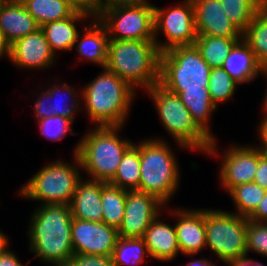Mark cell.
Here are the masks:
<instances>
[{"label":"cell","instance_id":"1","mask_svg":"<svg viewBox=\"0 0 267 266\" xmlns=\"http://www.w3.org/2000/svg\"><path fill=\"white\" fill-rule=\"evenodd\" d=\"M29 247L43 263L64 266L74 255L71 238L70 205L42 204L31 215Z\"/></svg>","mask_w":267,"mask_h":266},{"label":"cell","instance_id":"2","mask_svg":"<svg viewBox=\"0 0 267 266\" xmlns=\"http://www.w3.org/2000/svg\"><path fill=\"white\" fill-rule=\"evenodd\" d=\"M78 93L96 127L124 126L136 96L125 80L106 67Z\"/></svg>","mask_w":267,"mask_h":266},{"label":"cell","instance_id":"3","mask_svg":"<svg viewBox=\"0 0 267 266\" xmlns=\"http://www.w3.org/2000/svg\"><path fill=\"white\" fill-rule=\"evenodd\" d=\"M106 68L147 91L159 83L160 52L155 41L109 40Z\"/></svg>","mask_w":267,"mask_h":266},{"label":"cell","instance_id":"4","mask_svg":"<svg viewBox=\"0 0 267 266\" xmlns=\"http://www.w3.org/2000/svg\"><path fill=\"white\" fill-rule=\"evenodd\" d=\"M122 127H95L76 143L73 153L90 179L108 183L115 176L124 153L134 143L118 135Z\"/></svg>","mask_w":267,"mask_h":266},{"label":"cell","instance_id":"5","mask_svg":"<svg viewBox=\"0 0 267 266\" xmlns=\"http://www.w3.org/2000/svg\"><path fill=\"white\" fill-rule=\"evenodd\" d=\"M147 94L154 102L159 118L165 130L176 140L182 149L203 151L216 156V140H211L194 122L192 115L177 94L169 92L159 83L150 87Z\"/></svg>","mask_w":267,"mask_h":266},{"label":"cell","instance_id":"6","mask_svg":"<svg viewBox=\"0 0 267 266\" xmlns=\"http://www.w3.org/2000/svg\"><path fill=\"white\" fill-rule=\"evenodd\" d=\"M169 144L161 138L140 141L139 191L167 205L180 186V169Z\"/></svg>","mask_w":267,"mask_h":266},{"label":"cell","instance_id":"7","mask_svg":"<svg viewBox=\"0 0 267 266\" xmlns=\"http://www.w3.org/2000/svg\"><path fill=\"white\" fill-rule=\"evenodd\" d=\"M74 163L56 160L45 165L19 190L25 199L40 201L42 204L70 205L77 183L82 178V169L77 153L73 154ZM76 164V165H75Z\"/></svg>","mask_w":267,"mask_h":266},{"label":"cell","instance_id":"8","mask_svg":"<svg viewBox=\"0 0 267 266\" xmlns=\"http://www.w3.org/2000/svg\"><path fill=\"white\" fill-rule=\"evenodd\" d=\"M210 72L195 44L160 53L159 84L174 94L184 89L208 87Z\"/></svg>","mask_w":267,"mask_h":266},{"label":"cell","instance_id":"9","mask_svg":"<svg viewBox=\"0 0 267 266\" xmlns=\"http://www.w3.org/2000/svg\"><path fill=\"white\" fill-rule=\"evenodd\" d=\"M149 0L105 6L97 18L109 40L154 41V5Z\"/></svg>","mask_w":267,"mask_h":266},{"label":"cell","instance_id":"10","mask_svg":"<svg viewBox=\"0 0 267 266\" xmlns=\"http://www.w3.org/2000/svg\"><path fill=\"white\" fill-rule=\"evenodd\" d=\"M249 219L220 209H205L206 247L224 264L247 256L246 237Z\"/></svg>","mask_w":267,"mask_h":266},{"label":"cell","instance_id":"11","mask_svg":"<svg viewBox=\"0 0 267 266\" xmlns=\"http://www.w3.org/2000/svg\"><path fill=\"white\" fill-rule=\"evenodd\" d=\"M160 33L167 41L158 40ZM197 36L192 0L165 9L154 5V41L160 53L177 46L193 45Z\"/></svg>","mask_w":267,"mask_h":266},{"label":"cell","instance_id":"12","mask_svg":"<svg viewBox=\"0 0 267 266\" xmlns=\"http://www.w3.org/2000/svg\"><path fill=\"white\" fill-rule=\"evenodd\" d=\"M165 204L157 197L139 191L126 190V205L122 223L118 228L121 238L143 237L150 224ZM162 207V208H161Z\"/></svg>","mask_w":267,"mask_h":266},{"label":"cell","instance_id":"13","mask_svg":"<svg viewBox=\"0 0 267 266\" xmlns=\"http://www.w3.org/2000/svg\"><path fill=\"white\" fill-rule=\"evenodd\" d=\"M118 237V230L104 222L72 219L71 238L74 254L111 257Z\"/></svg>","mask_w":267,"mask_h":266},{"label":"cell","instance_id":"14","mask_svg":"<svg viewBox=\"0 0 267 266\" xmlns=\"http://www.w3.org/2000/svg\"><path fill=\"white\" fill-rule=\"evenodd\" d=\"M220 169V182L227 192L233 187L254 181L259 161V147L230 146L224 149Z\"/></svg>","mask_w":267,"mask_h":266},{"label":"cell","instance_id":"15","mask_svg":"<svg viewBox=\"0 0 267 266\" xmlns=\"http://www.w3.org/2000/svg\"><path fill=\"white\" fill-rule=\"evenodd\" d=\"M9 61L20 69H46L56 61L45 34L41 28L10 44Z\"/></svg>","mask_w":267,"mask_h":266},{"label":"cell","instance_id":"16","mask_svg":"<svg viewBox=\"0 0 267 266\" xmlns=\"http://www.w3.org/2000/svg\"><path fill=\"white\" fill-rule=\"evenodd\" d=\"M198 35L242 38V32L225 14L220 0H192Z\"/></svg>","mask_w":267,"mask_h":266},{"label":"cell","instance_id":"17","mask_svg":"<svg viewBox=\"0 0 267 266\" xmlns=\"http://www.w3.org/2000/svg\"><path fill=\"white\" fill-rule=\"evenodd\" d=\"M171 211L178 217L175 228L181 253L195 256L206 247L205 209L176 208Z\"/></svg>","mask_w":267,"mask_h":266},{"label":"cell","instance_id":"18","mask_svg":"<svg viewBox=\"0 0 267 266\" xmlns=\"http://www.w3.org/2000/svg\"><path fill=\"white\" fill-rule=\"evenodd\" d=\"M62 94L65 98H61ZM77 94L76 89L66 83L62 85V83L59 82L51 87L49 86V88L47 87V89L45 88L34 102L33 111L36 117L35 119L42 120L47 117L58 115L74 122V114L81 111L79 108L80 100L78 99L80 96ZM55 100H59L60 103L58 101L57 103ZM63 102L67 104L65 105Z\"/></svg>","mask_w":267,"mask_h":266},{"label":"cell","instance_id":"19","mask_svg":"<svg viewBox=\"0 0 267 266\" xmlns=\"http://www.w3.org/2000/svg\"><path fill=\"white\" fill-rule=\"evenodd\" d=\"M87 180V181H86ZM78 181L70 209L72 217L90 222H102V182L101 180L86 179Z\"/></svg>","mask_w":267,"mask_h":266},{"label":"cell","instance_id":"20","mask_svg":"<svg viewBox=\"0 0 267 266\" xmlns=\"http://www.w3.org/2000/svg\"><path fill=\"white\" fill-rule=\"evenodd\" d=\"M158 215L146 230L143 238L149 256L155 260L169 262L178 256L180 249L177 242L175 225L171 226L159 220Z\"/></svg>","mask_w":267,"mask_h":266},{"label":"cell","instance_id":"21","mask_svg":"<svg viewBox=\"0 0 267 266\" xmlns=\"http://www.w3.org/2000/svg\"><path fill=\"white\" fill-rule=\"evenodd\" d=\"M81 34L79 33L75 42L77 45H74V48L77 46L76 51L79 57L102 68L106 67L109 41L106 27L97 18H92L88 25H84Z\"/></svg>","mask_w":267,"mask_h":266},{"label":"cell","instance_id":"22","mask_svg":"<svg viewBox=\"0 0 267 266\" xmlns=\"http://www.w3.org/2000/svg\"><path fill=\"white\" fill-rule=\"evenodd\" d=\"M222 68L240 85L249 83L263 75V66L256 60L254 52L242 39L223 61Z\"/></svg>","mask_w":267,"mask_h":266},{"label":"cell","instance_id":"23","mask_svg":"<svg viewBox=\"0 0 267 266\" xmlns=\"http://www.w3.org/2000/svg\"><path fill=\"white\" fill-rule=\"evenodd\" d=\"M39 28L37 22L24 5H0V29L10 44L35 32Z\"/></svg>","mask_w":267,"mask_h":266},{"label":"cell","instance_id":"24","mask_svg":"<svg viewBox=\"0 0 267 266\" xmlns=\"http://www.w3.org/2000/svg\"><path fill=\"white\" fill-rule=\"evenodd\" d=\"M87 17L91 16L76 11L71 17L49 22L40 27L55 55L57 51L68 52L74 49L80 33L76 23L80 20L84 21Z\"/></svg>","mask_w":267,"mask_h":266},{"label":"cell","instance_id":"25","mask_svg":"<svg viewBox=\"0 0 267 266\" xmlns=\"http://www.w3.org/2000/svg\"><path fill=\"white\" fill-rule=\"evenodd\" d=\"M180 100L188 109L196 125L211 139L216 140L209 127L211 114L217 107L212 102L208 87L202 89H184L178 94Z\"/></svg>","mask_w":267,"mask_h":266},{"label":"cell","instance_id":"26","mask_svg":"<svg viewBox=\"0 0 267 266\" xmlns=\"http://www.w3.org/2000/svg\"><path fill=\"white\" fill-rule=\"evenodd\" d=\"M124 190H138L140 184V142L124 153L115 176L108 182Z\"/></svg>","mask_w":267,"mask_h":266},{"label":"cell","instance_id":"27","mask_svg":"<svg viewBox=\"0 0 267 266\" xmlns=\"http://www.w3.org/2000/svg\"><path fill=\"white\" fill-rule=\"evenodd\" d=\"M242 39L254 52L256 60L263 68L267 67V2L242 33Z\"/></svg>","mask_w":267,"mask_h":266},{"label":"cell","instance_id":"28","mask_svg":"<svg viewBox=\"0 0 267 266\" xmlns=\"http://www.w3.org/2000/svg\"><path fill=\"white\" fill-rule=\"evenodd\" d=\"M242 38L212 37L198 35L195 46L210 68H221L223 61Z\"/></svg>","mask_w":267,"mask_h":266},{"label":"cell","instance_id":"29","mask_svg":"<svg viewBox=\"0 0 267 266\" xmlns=\"http://www.w3.org/2000/svg\"><path fill=\"white\" fill-rule=\"evenodd\" d=\"M24 6L39 27L71 17L76 12L68 0H29Z\"/></svg>","mask_w":267,"mask_h":266},{"label":"cell","instance_id":"30","mask_svg":"<svg viewBox=\"0 0 267 266\" xmlns=\"http://www.w3.org/2000/svg\"><path fill=\"white\" fill-rule=\"evenodd\" d=\"M102 222L118 230L120 227L126 205V190L102 182Z\"/></svg>","mask_w":267,"mask_h":266},{"label":"cell","instance_id":"31","mask_svg":"<svg viewBox=\"0 0 267 266\" xmlns=\"http://www.w3.org/2000/svg\"><path fill=\"white\" fill-rule=\"evenodd\" d=\"M145 254L149 255V252L143 237H118L111 257L114 266H135L144 263Z\"/></svg>","mask_w":267,"mask_h":266},{"label":"cell","instance_id":"32","mask_svg":"<svg viewBox=\"0 0 267 266\" xmlns=\"http://www.w3.org/2000/svg\"><path fill=\"white\" fill-rule=\"evenodd\" d=\"M266 191L255 182L233 187L228 194L235 203V214L248 218L258 207Z\"/></svg>","mask_w":267,"mask_h":266},{"label":"cell","instance_id":"33","mask_svg":"<svg viewBox=\"0 0 267 266\" xmlns=\"http://www.w3.org/2000/svg\"><path fill=\"white\" fill-rule=\"evenodd\" d=\"M225 14L243 33L267 0H220Z\"/></svg>","mask_w":267,"mask_h":266},{"label":"cell","instance_id":"34","mask_svg":"<svg viewBox=\"0 0 267 266\" xmlns=\"http://www.w3.org/2000/svg\"><path fill=\"white\" fill-rule=\"evenodd\" d=\"M239 84L221 67L212 68L209 77L208 90L212 102H226L234 96Z\"/></svg>","mask_w":267,"mask_h":266},{"label":"cell","instance_id":"35","mask_svg":"<svg viewBox=\"0 0 267 266\" xmlns=\"http://www.w3.org/2000/svg\"><path fill=\"white\" fill-rule=\"evenodd\" d=\"M37 121L40 127V134L47 137L49 140L59 141L69 132L72 135H76L71 129L73 122L64 117L54 115Z\"/></svg>","mask_w":267,"mask_h":266},{"label":"cell","instance_id":"36","mask_svg":"<svg viewBox=\"0 0 267 266\" xmlns=\"http://www.w3.org/2000/svg\"><path fill=\"white\" fill-rule=\"evenodd\" d=\"M246 252H255L267 257V223L248 221Z\"/></svg>","mask_w":267,"mask_h":266},{"label":"cell","instance_id":"37","mask_svg":"<svg viewBox=\"0 0 267 266\" xmlns=\"http://www.w3.org/2000/svg\"><path fill=\"white\" fill-rule=\"evenodd\" d=\"M64 266H114L112 257L74 254Z\"/></svg>","mask_w":267,"mask_h":266},{"label":"cell","instance_id":"38","mask_svg":"<svg viewBox=\"0 0 267 266\" xmlns=\"http://www.w3.org/2000/svg\"><path fill=\"white\" fill-rule=\"evenodd\" d=\"M69 4L76 10L98 18L101 14V0H68Z\"/></svg>","mask_w":267,"mask_h":266},{"label":"cell","instance_id":"39","mask_svg":"<svg viewBox=\"0 0 267 266\" xmlns=\"http://www.w3.org/2000/svg\"><path fill=\"white\" fill-rule=\"evenodd\" d=\"M257 185L267 190V153L259 148V161L254 181Z\"/></svg>","mask_w":267,"mask_h":266},{"label":"cell","instance_id":"40","mask_svg":"<svg viewBox=\"0 0 267 266\" xmlns=\"http://www.w3.org/2000/svg\"><path fill=\"white\" fill-rule=\"evenodd\" d=\"M251 222L267 223V191L256 210L248 217Z\"/></svg>","mask_w":267,"mask_h":266},{"label":"cell","instance_id":"41","mask_svg":"<svg viewBox=\"0 0 267 266\" xmlns=\"http://www.w3.org/2000/svg\"><path fill=\"white\" fill-rule=\"evenodd\" d=\"M9 246H6L4 250L0 253V266H25L20 263L19 258L14 251L8 249Z\"/></svg>","mask_w":267,"mask_h":266},{"label":"cell","instance_id":"42","mask_svg":"<svg viewBox=\"0 0 267 266\" xmlns=\"http://www.w3.org/2000/svg\"><path fill=\"white\" fill-rule=\"evenodd\" d=\"M263 118L261 119V123H259V140L261 142L258 147L262 149L265 153H267V114H264Z\"/></svg>","mask_w":267,"mask_h":266},{"label":"cell","instance_id":"43","mask_svg":"<svg viewBox=\"0 0 267 266\" xmlns=\"http://www.w3.org/2000/svg\"><path fill=\"white\" fill-rule=\"evenodd\" d=\"M225 264L228 266H265L263 265V263L254 259L252 260L248 256L232 259L226 262Z\"/></svg>","mask_w":267,"mask_h":266},{"label":"cell","instance_id":"44","mask_svg":"<svg viewBox=\"0 0 267 266\" xmlns=\"http://www.w3.org/2000/svg\"><path fill=\"white\" fill-rule=\"evenodd\" d=\"M10 55V43L6 40L3 31L0 29V58L8 57Z\"/></svg>","mask_w":267,"mask_h":266},{"label":"cell","instance_id":"45","mask_svg":"<svg viewBox=\"0 0 267 266\" xmlns=\"http://www.w3.org/2000/svg\"><path fill=\"white\" fill-rule=\"evenodd\" d=\"M184 266H217V265L209 259L201 258V259L190 261Z\"/></svg>","mask_w":267,"mask_h":266},{"label":"cell","instance_id":"46","mask_svg":"<svg viewBox=\"0 0 267 266\" xmlns=\"http://www.w3.org/2000/svg\"><path fill=\"white\" fill-rule=\"evenodd\" d=\"M135 1H139V0H101V12L105 6L110 5V4L124 3V2H135Z\"/></svg>","mask_w":267,"mask_h":266},{"label":"cell","instance_id":"47","mask_svg":"<svg viewBox=\"0 0 267 266\" xmlns=\"http://www.w3.org/2000/svg\"><path fill=\"white\" fill-rule=\"evenodd\" d=\"M8 239H9L8 236L5 233H3V231L1 232L0 230V253L4 250L6 246L9 245Z\"/></svg>","mask_w":267,"mask_h":266},{"label":"cell","instance_id":"48","mask_svg":"<svg viewBox=\"0 0 267 266\" xmlns=\"http://www.w3.org/2000/svg\"><path fill=\"white\" fill-rule=\"evenodd\" d=\"M262 74H264L265 78L267 79V67L263 68ZM263 99H264L263 102H262L263 103L262 106H263V109H264L263 112H265L264 114H267V88H266L265 96H264Z\"/></svg>","mask_w":267,"mask_h":266},{"label":"cell","instance_id":"49","mask_svg":"<svg viewBox=\"0 0 267 266\" xmlns=\"http://www.w3.org/2000/svg\"><path fill=\"white\" fill-rule=\"evenodd\" d=\"M29 0H0L1 4H16V5H24Z\"/></svg>","mask_w":267,"mask_h":266}]
</instances>
